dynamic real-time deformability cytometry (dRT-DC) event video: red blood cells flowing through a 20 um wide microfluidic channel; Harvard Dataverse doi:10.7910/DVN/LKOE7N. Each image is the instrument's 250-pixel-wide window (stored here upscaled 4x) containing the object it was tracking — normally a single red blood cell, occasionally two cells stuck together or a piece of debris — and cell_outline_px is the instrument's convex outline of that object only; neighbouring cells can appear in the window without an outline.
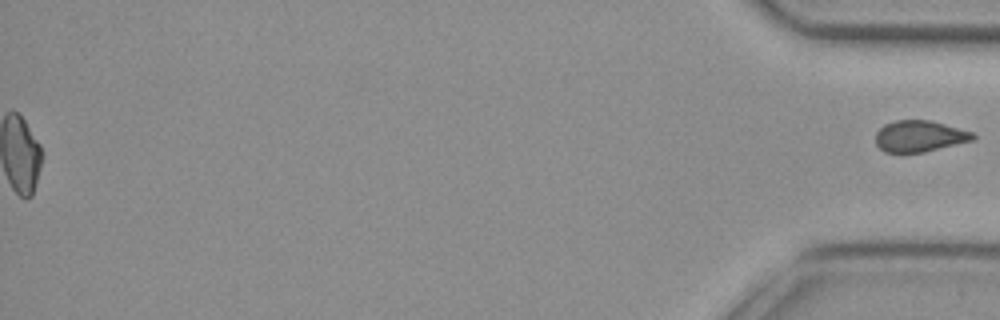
{"species": "common noctule bat (a hibernating species)", "species_latin": "Nyctalus noctula", "temperature_condition": "cold", "stored_images_in_passage": 49, "segment_of_instrument_passage": [2, 2], "camera_frame_rate_fps": 3000, "um_per_image_px": 0.085, "animal": {"sex": "female", "body_mass_g": 29.2, "forearm_length_mm": 56.3}, "frame": {"image": 1, "passage_image": 49, "time_ms": 16.0, "image_size_px": [1000, 320], "cell_outline_px": [[976, 136], [972, 140], [924, 152], [884, 152], [876, 144], [876, 132], [884, 124], [896, 120], [932, 120], [972, 132]], "centroid_in_image_um": [78.14, 11.56], "position_along_channel_um": 357.1, "area_um2": 17.63}}